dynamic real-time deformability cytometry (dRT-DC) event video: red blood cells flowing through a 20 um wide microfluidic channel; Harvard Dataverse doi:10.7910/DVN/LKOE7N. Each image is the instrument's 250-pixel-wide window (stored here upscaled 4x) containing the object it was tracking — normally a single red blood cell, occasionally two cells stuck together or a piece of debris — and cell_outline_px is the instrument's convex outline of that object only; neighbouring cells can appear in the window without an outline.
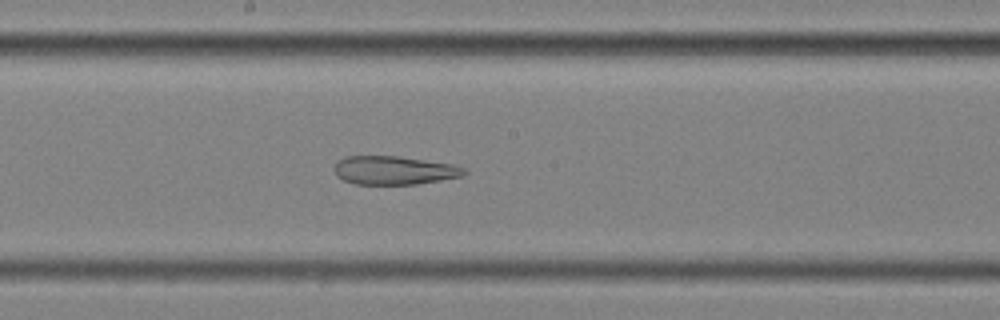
{"species": "common noctule bat (a hibernating species)", "species_latin": "Nyctalus noctula", "temperature_condition": "cold", "stored_images_in_passage": 58, "camera_frame_rate_fps": 3000, "um_per_image_px": 0.085, "animal": {"sex": "female", "body_mass_g": 25.1}, "frame": {"image": 1, "passage_image": 32, "time_ms": 10.333, "image_size_px": [1000, 320], "cell_outline_px": [[468, 172], [464, 176], [416, 184], [356, 184], [344, 180], [336, 176], [332, 168], [336, 160], [344, 156], [396, 156], [452, 164], [464, 168]], "centroid_in_image_um": [33.45, 14.47], "position_along_channel_um": 214.8, "area_um2": 21.73}}
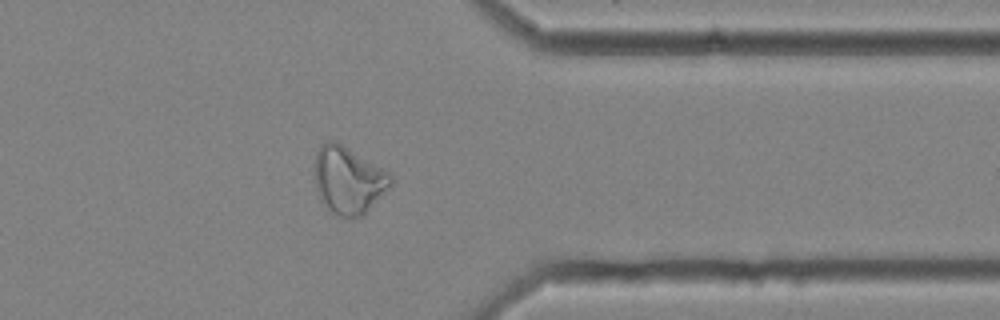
{"frame": {"image": 2, "passage_image": 47, "time_ms": 15.333, "image_size_px": [1000, 320], "cell_outline_px": [[392, 184], [364, 216], [352, 220], [348, 220], [332, 212], [320, 200], [316, 188], [316, 152], [320, 144], [328, 140], [336, 140], [388, 172], [392, 176]], "centroid_in_image_um": [29.62, 15.34], "position_along_channel_um": 381.8, "area_um2": 29.94}}
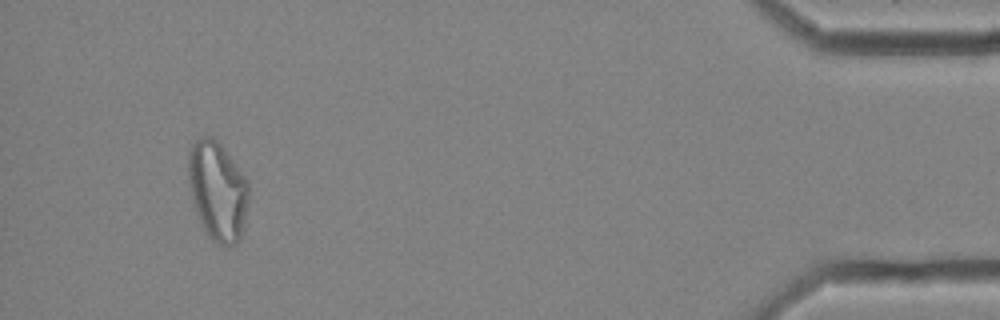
{"frame": {"image": 3, "passage_image": 55, "time_ms": 18.0, "image_size_px": [1000, 320], "cell_outline_px": [[248, 200], [244, 232], [236, 244], [228, 248], [216, 244], [204, 232], [200, 224], [192, 200], [188, 180], [188, 152], [196, 140], [200, 136], [212, 136], [220, 144], [240, 172], [248, 184]], "centroid_in_image_um": [18.48, 16.31], "position_along_channel_um": 416.7, "area_um2": 35.08}}